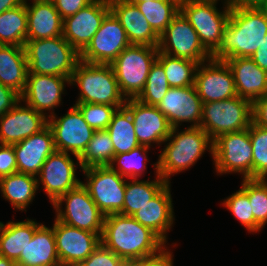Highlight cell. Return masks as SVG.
Masks as SVG:
<instances>
[{
    "label": "cell",
    "mask_w": 267,
    "mask_h": 266,
    "mask_svg": "<svg viewBox=\"0 0 267 266\" xmlns=\"http://www.w3.org/2000/svg\"><path fill=\"white\" fill-rule=\"evenodd\" d=\"M101 243L125 261H145L160 256L165 243L132 216H105Z\"/></svg>",
    "instance_id": "1"
},
{
    "label": "cell",
    "mask_w": 267,
    "mask_h": 266,
    "mask_svg": "<svg viewBox=\"0 0 267 266\" xmlns=\"http://www.w3.org/2000/svg\"><path fill=\"white\" fill-rule=\"evenodd\" d=\"M267 34V11L262 8L231 7L222 43L212 58L225 61L251 57Z\"/></svg>",
    "instance_id": "2"
},
{
    "label": "cell",
    "mask_w": 267,
    "mask_h": 266,
    "mask_svg": "<svg viewBox=\"0 0 267 266\" xmlns=\"http://www.w3.org/2000/svg\"><path fill=\"white\" fill-rule=\"evenodd\" d=\"M177 130V127L171 129L169 137L165 140V142H170L166 144L158 162L154 164L156 174L167 183H170L168 180L170 175L193 166L207 150V147L213 154V140L200 126H189L180 133L176 132Z\"/></svg>",
    "instance_id": "3"
},
{
    "label": "cell",
    "mask_w": 267,
    "mask_h": 266,
    "mask_svg": "<svg viewBox=\"0 0 267 266\" xmlns=\"http://www.w3.org/2000/svg\"><path fill=\"white\" fill-rule=\"evenodd\" d=\"M28 74L54 75L71 78L79 52L63 36L26 40L24 44Z\"/></svg>",
    "instance_id": "4"
},
{
    "label": "cell",
    "mask_w": 267,
    "mask_h": 266,
    "mask_svg": "<svg viewBox=\"0 0 267 266\" xmlns=\"http://www.w3.org/2000/svg\"><path fill=\"white\" fill-rule=\"evenodd\" d=\"M81 92L76 102L125 105L113 68L110 64H91L79 61L70 78Z\"/></svg>",
    "instance_id": "5"
},
{
    "label": "cell",
    "mask_w": 267,
    "mask_h": 266,
    "mask_svg": "<svg viewBox=\"0 0 267 266\" xmlns=\"http://www.w3.org/2000/svg\"><path fill=\"white\" fill-rule=\"evenodd\" d=\"M157 55L158 47L130 45L110 64L125 99L137 98L144 90L150 68Z\"/></svg>",
    "instance_id": "6"
},
{
    "label": "cell",
    "mask_w": 267,
    "mask_h": 266,
    "mask_svg": "<svg viewBox=\"0 0 267 266\" xmlns=\"http://www.w3.org/2000/svg\"><path fill=\"white\" fill-rule=\"evenodd\" d=\"M252 102L240 96L203 103L200 127L214 140L219 135L249 128Z\"/></svg>",
    "instance_id": "7"
},
{
    "label": "cell",
    "mask_w": 267,
    "mask_h": 266,
    "mask_svg": "<svg viewBox=\"0 0 267 266\" xmlns=\"http://www.w3.org/2000/svg\"><path fill=\"white\" fill-rule=\"evenodd\" d=\"M217 1L189 0L180 5V11L197 32L203 46L213 54L221 45L224 29L228 23L231 6L223 12L216 7Z\"/></svg>",
    "instance_id": "8"
},
{
    "label": "cell",
    "mask_w": 267,
    "mask_h": 266,
    "mask_svg": "<svg viewBox=\"0 0 267 266\" xmlns=\"http://www.w3.org/2000/svg\"><path fill=\"white\" fill-rule=\"evenodd\" d=\"M213 160L219 174L242 173L244 179H253V149L249 128L219 135L213 140Z\"/></svg>",
    "instance_id": "9"
},
{
    "label": "cell",
    "mask_w": 267,
    "mask_h": 266,
    "mask_svg": "<svg viewBox=\"0 0 267 266\" xmlns=\"http://www.w3.org/2000/svg\"><path fill=\"white\" fill-rule=\"evenodd\" d=\"M63 201L65 210L61 209ZM53 206L57 212L58 221L81 230L102 235L105 215L92 200L82 183L60 196Z\"/></svg>",
    "instance_id": "10"
},
{
    "label": "cell",
    "mask_w": 267,
    "mask_h": 266,
    "mask_svg": "<svg viewBox=\"0 0 267 266\" xmlns=\"http://www.w3.org/2000/svg\"><path fill=\"white\" fill-rule=\"evenodd\" d=\"M87 183L82 185L87 189L92 200L105 215L119 214L123 210L126 181L110 166H96L82 169Z\"/></svg>",
    "instance_id": "11"
},
{
    "label": "cell",
    "mask_w": 267,
    "mask_h": 266,
    "mask_svg": "<svg viewBox=\"0 0 267 266\" xmlns=\"http://www.w3.org/2000/svg\"><path fill=\"white\" fill-rule=\"evenodd\" d=\"M158 51L170 56L202 63L212 54L203 46L197 32L180 11L160 35Z\"/></svg>",
    "instance_id": "12"
},
{
    "label": "cell",
    "mask_w": 267,
    "mask_h": 266,
    "mask_svg": "<svg viewBox=\"0 0 267 266\" xmlns=\"http://www.w3.org/2000/svg\"><path fill=\"white\" fill-rule=\"evenodd\" d=\"M130 45L126 31L110 11L87 47L80 53V60L91 64H111Z\"/></svg>",
    "instance_id": "13"
},
{
    "label": "cell",
    "mask_w": 267,
    "mask_h": 266,
    "mask_svg": "<svg viewBox=\"0 0 267 266\" xmlns=\"http://www.w3.org/2000/svg\"><path fill=\"white\" fill-rule=\"evenodd\" d=\"M48 117L50 118L48 126L52 130L56 150L66 153L70 151L81 167L79 157L92 139L95 130L87 124L75 105L63 117L57 119L53 112Z\"/></svg>",
    "instance_id": "14"
},
{
    "label": "cell",
    "mask_w": 267,
    "mask_h": 266,
    "mask_svg": "<svg viewBox=\"0 0 267 266\" xmlns=\"http://www.w3.org/2000/svg\"><path fill=\"white\" fill-rule=\"evenodd\" d=\"M53 232L62 266H77L101 243V236L55 220Z\"/></svg>",
    "instance_id": "15"
},
{
    "label": "cell",
    "mask_w": 267,
    "mask_h": 266,
    "mask_svg": "<svg viewBox=\"0 0 267 266\" xmlns=\"http://www.w3.org/2000/svg\"><path fill=\"white\" fill-rule=\"evenodd\" d=\"M109 12V0H93L74 15L63 19L62 36L80 54L87 47Z\"/></svg>",
    "instance_id": "16"
},
{
    "label": "cell",
    "mask_w": 267,
    "mask_h": 266,
    "mask_svg": "<svg viewBox=\"0 0 267 266\" xmlns=\"http://www.w3.org/2000/svg\"><path fill=\"white\" fill-rule=\"evenodd\" d=\"M205 65L199 63L195 73V88L203 103L237 96L232 71L225 61L211 58Z\"/></svg>",
    "instance_id": "17"
},
{
    "label": "cell",
    "mask_w": 267,
    "mask_h": 266,
    "mask_svg": "<svg viewBox=\"0 0 267 266\" xmlns=\"http://www.w3.org/2000/svg\"><path fill=\"white\" fill-rule=\"evenodd\" d=\"M156 107L166 116L172 128H178L180 122H193L191 127L200 126L203 102L195 85L170 87Z\"/></svg>",
    "instance_id": "18"
},
{
    "label": "cell",
    "mask_w": 267,
    "mask_h": 266,
    "mask_svg": "<svg viewBox=\"0 0 267 266\" xmlns=\"http://www.w3.org/2000/svg\"><path fill=\"white\" fill-rule=\"evenodd\" d=\"M124 107L130 112L138 142L150 147L151 143H164L171 133L166 116L156 107L136 98L126 99Z\"/></svg>",
    "instance_id": "19"
},
{
    "label": "cell",
    "mask_w": 267,
    "mask_h": 266,
    "mask_svg": "<svg viewBox=\"0 0 267 266\" xmlns=\"http://www.w3.org/2000/svg\"><path fill=\"white\" fill-rule=\"evenodd\" d=\"M76 167L69 153L55 151L42 165L39 181L53 204L60 196L79 186L82 182L76 178Z\"/></svg>",
    "instance_id": "20"
},
{
    "label": "cell",
    "mask_w": 267,
    "mask_h": 266,
    "mask_svg": "<svg viewBox=\"0 0 267 266\" xmlns=\"http://www.w3.org/2000/svg\"><path fill=\"white\" fill-rule=\"evenodd\" d=\"M0 117V144L13 145L32 134L40 132L48 125L47 113L36 111L29 105H18Z\"/></svg>",
    "instance_id": "21"
},
{
    "label": "cell",
    "mask_w": 267,
    "mask_h": 266,
    "mask_svg": "<svg viewBox=\"0 0 267 266\" xmlns=\"http://www.w3.org/2000/svg\"><path fill=\"white\" fill-rule=\"evenodd\" d=\"M13 149L17 172L38 176L46 159L56 151L51 128L47 125L40 132L13 144Z\"/></svg>",
    "instance_id": "22"
},
{
    "label": "cell",
    "mask_w": 267,
    "mask_h": 266,
    "mask_svg": "<svg viewBox=\"0 0 267 266\" xmlns=\"http://www.w3.org/2000/svg\"><path fill=\"white\" fill-rule=\"evenodd\" d=\"M65 82L70 84V79L63 76L27 74L26 86L20 95L21 101L41 113L54 109L62 101Z\"/></svg>",
    "instance_id": "23"
},
{
    "label": "cell",
    "mask_w": 267,
    "mask_h": 266,
    "mask_svg": "<svg viewBox=\"0 0 267 266\" xmlns=\"http://www.w3.org/2000/svg\"><path fill=\"white\" fill-rule=\"evenodd\" d=\"M110 11L126 31L131 45L158 47L160 36L152 29L139 8L126 0H109Z\"/></svg>",
    "instance_id": "24"
},
{
    "label": "cell",
    "mask_w": 267,
    "mask_h": 266,
    "mask_svg": "<svg viewBox=\"0 0 267 266\" xmlns=\"http://www.w3.org/2000/svg\"><path fill=\"white\" fill-rule=\"evenodd\" d=\"M232 71L237 95L252 103L267 95V71L261 69L250 57L227 59Z\"/></svg>",
    "instance_id": "25"
},
{
    "label": "cell",
    "mask_w": 267,
    "mask_h": 266,
    "mask_svg": "<svg viewBox=\"0 0 267 266\" xmlns=\"http://www.w3.org/2000/svg\"><path fill=\"white\" fill-rule=\"evenodd\" d=\"M169 184L132 215L135 220L153 231L164 243H167L166 233L174 220Z\"/></svg>",
    "instance_id": "26"
},
{
    "label": "cell",
    "mask_w": 267,
    "mask_h": 266,
    "mask_svg": "<svg viewBox=\"0 0 267 266\" xmlns=\"http://www.w3.org/2000/svg\"><path fill=\"white\" fill-rule=\"evenodd\" d=\"M27 40L47 39L62 36L63 18L51 0L26 2Z\"/></svg>",
    "instance_id": "27"
},
{
    "label": "cell",
    "mask_w": 267,
    "mask_h": 266,
    "mask_svg": "<svg viewBox=\"0 0 267 266\" xmlns=\"http://www.w3.org/2000/svg\"><path fill=\"white\" fill-rule=\"evenodd\" d=\"M17 266H55L61 265L56 250L53 227L41 224L34 232L33 238L21 252L16 261Z\"/></svg>",
    "instance_id": "28"
},
{
    "label": "cell",
    "mask_w": 267,
    "mask_h": 266,
    "mask_svg": "<svg viewBox=\"0 0 267 266\" xmlns=\"http://www.w3.org/2000/svg\"><path fill=\"white\" fill-rule=\"evenodd\" d=\"M27 74L24 47L0 45V83L21 95L26 86Z\"/></svg>",
    "instance_id": "29"
},
{
    "label": "cell",
    "mask_w": 267,
    "mask_h": 266,
    "mask_svg": "<svg viewBox=\"0 0 267 266\" xmlns=\"http://www.w3.org/2000/svg\"><path fill=\"white\" fill-rule=\"evenodd\" d=\"M40 225L31 219L6 225L0 222V255L16 262Z\"/></svg>",
    "instance_id": "30"
},
{
    "label": "cell",
    "mask_w": 267,
    "mask_h": 266,
    "mask_svg": "<svg viewBox=\"0 0 267 266\" xmlns=\"http://www.w3.org/2000/svg\"><path fill=\"white\" fill-rule=\"evenodd\" d=\"M37 180L33 175L15 172L0 178V189L14 209L23 211L34 199L38 189Z\"/></svg>",
    "instance_id": "31"
},
{
    "label": "cell",
    "mask_w": 267,
    "mask_h": 266,
    "mask_svg": "<svg viewBox=\"0 0 267 266\" xmlns=\"http://www.w3.org/2000/svg\"><path fill=\"white\" fill-rule=\"evenodd\" d=\"M106 130L113 143L114 155L130 152L140 146L133 118L125 107L116 110Z\"/></svg>",
    "instance_id": "32"
},
{
    "label": "cell",
    "mask_w": 267,
    "mask_h": 266,
    "mask_svg": "<svg viewBox=\"0 0 267 266\" xmlns=\"http://www.w3.org/2000/svg\"><path fill=\"white\" fill-rule=\"evenodd\" d=\"M26 0L0 14V45L22 46L27 40Z\"/></svg>",
    "instance_id": "33"
},
{
    "label": "cell",
    "mask_w": 267,
    "mask_h": 266,
    "mask_svg": "<svg viewBox=\"0 0 267 266\" xmlns=\"http://www.w3.org/2000/svg\"><path fill=\"white\" fill-rule=\"evenodd\" d=\"M155 181H126L123 210L120 214L134 215L146 203L153 199L168 183L157 174Z\"/></svg>",
    "instance_id": "34"
},
{
    "label": "cell",
    "mask_w": 267,
    "mask_h": 266,
    "mask_svg": "<svg viewBox=\"0 0 267 266\" xmlns=\"http://www.w3.org/2000/svg\"><path fill=\"white\" fill-rule=\"evenodd\" d=\"M157 60L162 64L170 87H188L195 85V73L199 65L192 60L174 57L159 52Z\"/></svg>",
    "instance_id": "35"
},
{
    "label": "cell",
    "mask_w": 267,
    "mask_h": 266,
    "mask_svg": "<svg viewBox=\"0 0 267 266\" xmlns=\"http://www.w3.org/2000/svg\"><path fill=\"white\" fill-rule=\"evenodd\" d=\"M114 147L107 130H95L83 154L79 157L81 169L110 166Z\"/></svg>",
    "instance_id": "36"
},
{
    "label": "cell",
    "mask_w": 267,
    "mask_h": 266,
    "mask_svg": "<svg viewBox=\"0 0 267 266\" xmlns=\"http://www.w3.org/2000/svg\"><path fill=\"white\" fill-rule=\"evenodd\" d=\"M136 6L159 36L180 12V5L174 0L146 1Z\"/></svg>",
    "instance_id": "37"
},
{
    "label": "cell",
    "mask_w": 267,
    "mask_h": 266,
    "mask_svg": "<svg viewBox=\"0 0 267 266\" xmlns=\"http://www.w3.org/2000/svg\"><path fill=\"white\" fill-rule=\"evenodd\" d=\"M169 88L164 68L156 59L150 68L144 90L136 99L144 104L157 106Z\"/></svg>",
    "instance_id": "38"
},
{
    "label": "cell",
    "mask_w": 267,
    "mask_h": 266,
    "mask_svg": "<svg viewBox=\"0 0 267 266\" xmlns=\"http://www.w3.org/2000/svg\"><path fill=\"white\" fill-rule=\"evenodd\" d=\"M241 189L248 195L255 222L267 223V179H244Z\"/></svg>",
    "instance_id": "39"
},
{
    "label": "cell",
    "mask_w": 267,
    "mask_h": 266,
    "mask_svg": "<svg viewBox=\"0 0 267 266\" xmlns=\"http://www.w3.org/2000/svg\"><path fill=\"white\" fill-rule=\"evenodd\" d=\"M149 148L148 146L140 145L130 152L116 154L113 157L110 167L124 178L130 177L131 179H137L146 167L143 161L148 160L146 153ZM115 162L118 163L117 170L114 167Z\"/></svg>",
    "instance_id": "40"
},
{
    "label": "cell",
    "mask_w": 267,
    "mask_h": 266,
    "mask_svg": "<svg viewBox=\"0 0 267 266\" xmlns=\"http://www.w3.org/2000/svg\"><path fill=\"white\" fill-rule=\"evenodd\" d=\"M249 135L253 149V179H267V128L252 121Z\"/></svg>",
    "instance_id": "41"
},
{
    "label": "cell",
    "mask_w": 267,
    "mask_h": 266,
    "mask_svg": "<svg viewBox=\"0 0 267 266\" xmlns=\"http://www.w3.org/2000/svg\"><path fill=\"white\" fill-rule=\"evenodd\" d=\"M87 124L94 130H106L118 108L124 105L76 102Z\"/></svg>",
    "instance_id": "42"
},
{
    "label": "cell",
    "mask_w": 267,
    "mask_h": 266,
    "mask_svg": "<svg viewBox=\"0 0 267 266\" xmlns=\"http://www.w3.org/2000/svg\"><path fill=\"white\" fill-rule=\"evenodd\" d=\"M223 204L248 231L257 232L261 230V227L254 220L248 195L241 188L225 199Z\"/></svg>",
    "instance_id": "43"
},
{
    "label": "cell",
    "mask_w": 267,
    "mask_h": 266,
    "mask_svg": "<svg viewBox=\"0 0 267 266\" xmlns=\"http://www.w3.org/2000/svg\"><path fill=\"white\" fill-rule=\"evenodd\" d=\"M124 260L102 243L77 266H120Z\"/></svg>",
    "instance_id": "44"
},
{
    "label": "cell",
    "mask_w": 267,
    "mask_h": 266,
    "mask_svg": "<svg viewBox=\"0 0 267 266\" xmlns=\"http://www.w3.org/2000/svg\"><path fill=\"white\" fill-rule=\"evenodd\" d=\"M17 172L13 145L0 144V178Z\"/></svg>",
    "instance_id": "45"
},
{
    "label": "cell",
    "mask_w": 267,
    "mask_h": 266,
    "mask_svg": "<svg viewBox=\"0 0 267 266\" xmlns=\"http://www.w3.org/2000/svg\"><path fill=\"white\" fill-rule=\"evenodd\" d=\"M63 19L77 13L93 0H51Z\"/></svg>",
    "instance_id": "46"
},
{
    "label": "cell",
    "mask_w": 267,
    "mask_h": 266,
    "mask_svg": "<svg viewBox=\"0 0 267 266\" xmlns=\"http://www.w3.org/2000/svg\"><path fill=\"white\" fill-rule=\"evenodd\" d=\"M20 100L19 93L0 83V117L12 109Z\"/></svg>",
    "instance_id": "47"
},
{
    "label": "cell",
    "mask_w": 267,
    "mask_h": 266,
    "mask_svg": "<svg viewBox=\"0 0 267 266\" xmlns=\"http://www.w3.org/2000/svg\"><path fill=\"white\" fill-rule=\"evenodd\" d=\"M253 122L267 128V95L252 103Z\"/></svg>",
    "instance_id": "48"
},
{
    "label": "cell",
    "mask_w": 267,
    "mask_h": 266,
    "mask_svg": "<svg viewBox=\"0 0 267 266\" xmlns=\"http://www.w3.org/2000/svg\"><path fill=\"white\" fill-rule=\"evenodd\" d=\"M250 58L261 69L267 71V34L265 35L264 40L261 42L260 47Z\"/></svg>",
    "instance_id": "49"
},
{
    "label": "cell",
    "mask_w": 267,
    "mask_h": 266,
    "mask_svg": "<svg viewBox=\"0 0 267 266\" xmlns=\"http://www.w3.org/2000/svg\"><path fill=\"white\" fill-rule=\"evenodd\" d=\"M171 252L164 251L160 256L140 262V266H173Z\"/></svg>",
    "instance_id": "50"
},
{
    "label": "cell",
    "mask_w": 267,
    "mask_h": 266,
    "mask_svg": "<svg viewBox=\"0 0 267 266\" xmlns=\"http://www.w3.org/2000/svg\"><path fill=\"white\" fill-rule=\"evenodd\" d=\"M266 0H233L231 7L237 8H262Z\"/></svg>",
    "instance_id": "51"
},
{
    "label": "cell",
    "mask_w": 267,
    "mask_h": 266,
    "mask_svg": "<svg viewBox=\"0 0 267 266\" xmlns=\"http://www.w3.org/2000/svg\"><path fill=\"white\" fill-rule=\"evenodd\" d=\"M25 0H0V14L23 4Z\"/></svg>",
    "instance_id": "52"
},
{
    "label": "cell",
    "mask_w": 267,
    "mask_h": 266,
    "mask_svg": "<svg viewBox=\"0 0 267 266\" xmlns=\"http://www.w3.org/2000/svg\"><path fill=\"white\" fill-rule=\"evenodd\" d=\"M0 266H17L16 262L0 255Z\"/></svg>",
    "instance_id": "53"
},
{
    "label": "cell",
    "mask_w": 267,
    "mask_h": 266,
    "mask_svg": "<svg viewBox=\"0 0 267 266\" xmlns=\"http://www.w3.org/2000/svg\"><path fill=\"white\" fill-rule=\"evenodd\" d=\"M120 266H140L139 261H123Z\"/></svg>",
    "instance_id": "54"
},
{
    "label": "cell",
    "mask_w": 267,
    "mask_h": 266,
    "mask_svg": "<svg viewBox=\"0 0 267 266\" xmlns=\"http://www.w3.org/2000/svg\"><path fill=\"white\" fill-rule=\"evenodd\" d=\"M127 2L136 5L137 3L146 2V1H156V0H126Z\"/></svg>",
    "instance_id": "55"
},
{
    "label": "cell",
    "mask_w": 267,
    "mask_h": 266,
    "mask_svg": "<svg viewBox=\"0 0 267 266\" xmlns=\"http://www.w3.org/2000/svg\"><path fill=\"white\" fill-rule=\"evenodd\" d=\"M209 1H218V0H209ZM232 3H233V0H226L225 1V4L229 5V6H231Z\"/></svg>",
    "instance_id": "56"
},
{
    "label": "cell",
    "mask_w": 267,
    "mask_h": 266,
    "mask_svg": "<svg viewBox=\"0 0 267 266\" xmlns=\"http://www.w3.org/2000/svg\"><path fill=\"white\" fill-rule=\"evenodd\" d=\"M174 1H176L179 5H181L182 3H185L189 0H174Z\"/></svg>",
    "instance_id": "57"
},
{
    "label": "cell",
    "mask_w": 267,
    "mask_h": 266,
    "mask_svg": "<svg viewBox=\"0 0 267 266\" xmlns=\"http://www.w3.org/2000/svg\"><path fill=\"white\" fill-rule=\"evenodd\" d=\"M262 9H264L265 11H267V0L265 2L264 6L262 7Z\"/></svg>",
    "instance_id": "58"
}]
</instances>
